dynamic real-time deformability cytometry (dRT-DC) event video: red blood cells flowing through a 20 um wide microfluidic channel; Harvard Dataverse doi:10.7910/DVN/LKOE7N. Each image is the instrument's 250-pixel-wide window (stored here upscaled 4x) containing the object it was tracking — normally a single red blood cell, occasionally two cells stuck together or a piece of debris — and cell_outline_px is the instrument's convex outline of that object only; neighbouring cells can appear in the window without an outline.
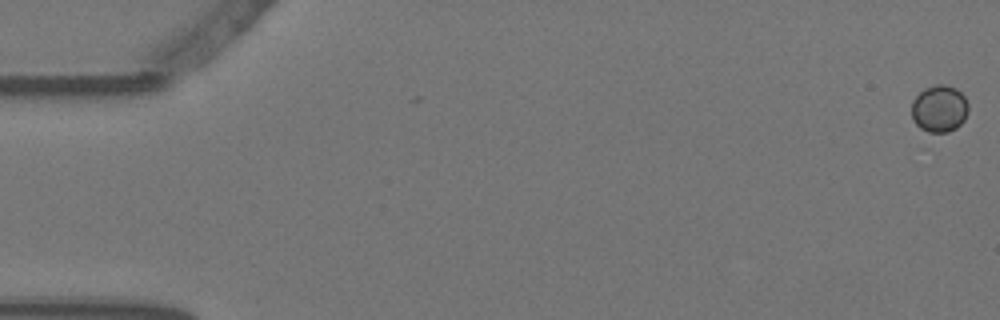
{"species": "Egyptian fruit bat (a non-hibernating species)", "species_latin": "Rousettus aegyptiacus", "temperature_condition": "warm", "stored_images_in_passage": 2, "camera_frame_rate_fps": 3000, "um_per_image_px": 0.085, "animal": {"sex": "female"}, "frame": {"image": 1, "passage_image": 2, "time_ms": 0.333, "image_size_px": [1000, 320], "cell_outline_px": [[968, 112], [964, 120], [956, 128], [948, 132], [928, 132], [920, 128], [912, 120], [912, 100], [924, 88], [936, 84], [944, 84], [956, 88], [964, 96], [968, 104]], "centroid_in_image_um": [79.84, 9.23], "position_along_channel_um": 5.2, "area_um2": 15.66}}